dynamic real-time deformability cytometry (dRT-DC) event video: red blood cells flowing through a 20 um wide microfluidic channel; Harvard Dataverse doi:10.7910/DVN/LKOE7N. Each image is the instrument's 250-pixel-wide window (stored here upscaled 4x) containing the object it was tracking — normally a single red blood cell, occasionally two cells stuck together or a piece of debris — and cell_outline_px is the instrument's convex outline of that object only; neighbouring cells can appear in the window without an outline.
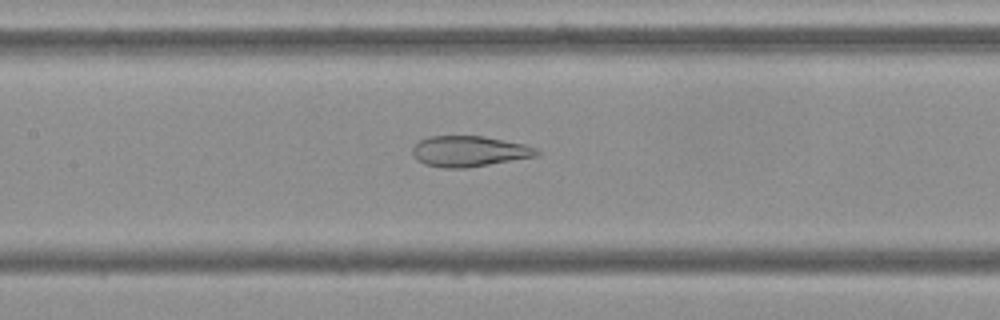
{"species": "Egyptian fruit bat (a non-hibernating species)", "species_latin": "Rousettus aegyptiacus", "temperature_condition": "cold", "stored_images_in_passage": 54, "camera_frame_rate_fps": 3000, "um_per_image_px": 0.085, "frame": {"image": 1, "passage_image": 25, "time_ms": 8.0, "image_size_px": [1000, 320], "cell_outline_px": [[540, 152], [536, 156], [468, 168], [444, 168], [424, 164], [412, 152], [412, 148], [420, 140], [428, 136], [484, 136], [524, 144], [536, 148]], "centroid_in_image_um": [39.89, 12.86], "position_along_channel_um": 167.5, "area_um2": 22.08}}
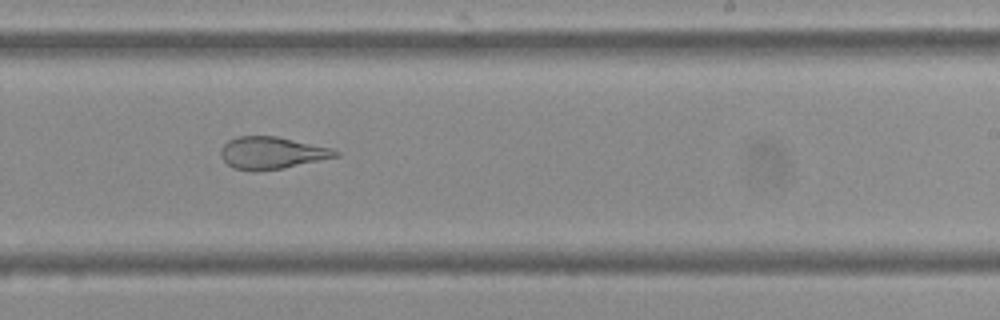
{"frame": {"image": 2, "passage_image": 33, "time_ms": 10.667, "image_size_px": [1000, 320], "cell_outline_px": [[340, 156], [284, 168], [256, 172], [248, 172], [232, 168], [220, 156], [220, 152], [224, 144], [228, 140], [236, 136], [276, 136], [332, 148], [340, 152]], "centroid_in_image_um": [23.08, 13.01], "position_along_channel_um": 265.9, "area_um2": 21.79}}
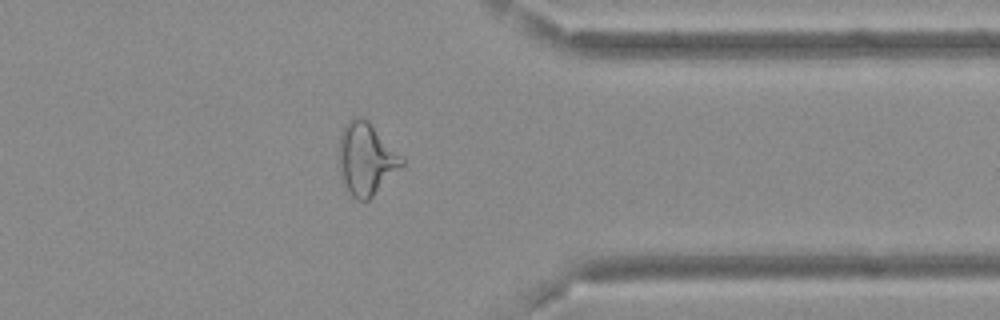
{"frame": {"image": 3, "passage_image": 43, "time_ms": 14.0, "image_size_px": [1000, 320], "cell_outline_px": [[404, 164], [368, 200], [356, 200], [352, 196], [340, 180], [336, 164], [340, 132], [344, 124], [352, 116], [364, 116], [368, 120], [404, 160]], "centroid_in_image_um": [31.02, 13.48], "position_along_channel_um": 380.4, "area_um2": 26.88}, "authors_computed_cell_mechanics": {"area_um2": 27.166, "velocity_mm_per_s": 3.6966, "shape_relaxation_time_tau1_ms": null, "shape_relaxation_time_tau2_ms": 1.7627, "deformation_change_tau1": null, "deformation_change_tau2": 0.102}}